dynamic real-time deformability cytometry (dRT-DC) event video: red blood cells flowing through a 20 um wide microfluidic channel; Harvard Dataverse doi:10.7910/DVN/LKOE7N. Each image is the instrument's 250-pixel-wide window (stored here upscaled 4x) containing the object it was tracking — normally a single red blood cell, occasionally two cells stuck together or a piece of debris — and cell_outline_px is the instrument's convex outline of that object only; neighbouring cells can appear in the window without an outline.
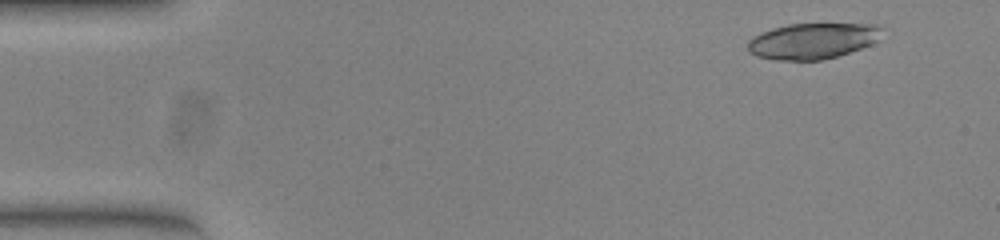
{"species": "common noctule bat (a hibernating species)", "species_latin": "Nyctalus noctula", "temperature_condition": "warm", "stored_images_in_passage": 49, "camera_frame_rate_fps": 3000, "um_per_image_px": 0.085, "animal": {"sex": "female", "body_mass_g": 23.0, "forearm_length_mm": 53.4}, "frame": {"image": 1, "passage_image": 1, "time_ms": 0.0, "image_size_px": [1000, 240], "cell_outline_px": [[884, 28], [876, 40], [860, 48], [836, 56], [820, 60], [776, 60], [756, 56], [748, 52], [748, 40], [752, 36], [760, 32], [772, 28], [788, 24], [880, 24]], "centroid_in_image_um": [69.01, 3.47], "position_along_channel_um": 16.0, "area_um2": 27.98}}